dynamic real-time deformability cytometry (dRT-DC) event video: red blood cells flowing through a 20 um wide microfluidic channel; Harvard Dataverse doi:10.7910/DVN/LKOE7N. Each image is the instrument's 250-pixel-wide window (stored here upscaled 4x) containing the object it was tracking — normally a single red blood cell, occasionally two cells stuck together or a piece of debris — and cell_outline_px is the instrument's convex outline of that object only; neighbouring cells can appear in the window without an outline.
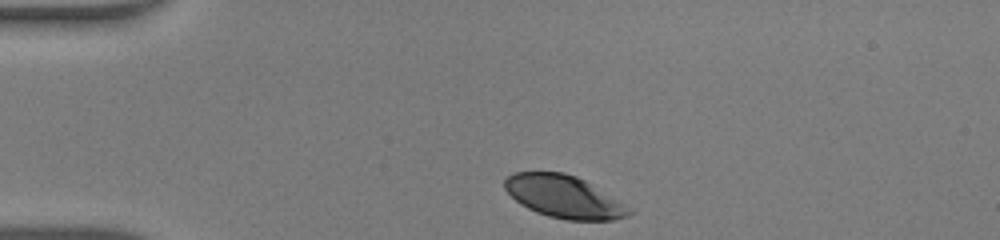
{"species": "human", "species_latin": "Homo sapiens", "temperature_condition": "warm", "stored_images_in_passage": 30, "camera_frame_rate_fps": 3000, "um_per_image_px": 0.085, "donor": {"sex": "male"}, "frame": {"image": 1, "passage_image": 1, "time_ms": 0.0, "image_size_px": [1000, 240], "cell_outline_px": [[636, 208], [628, 216], [612, 220], [568, 220], [548, 216], [536, 212], [520, 204], [504, 188], [504, 180], [512, 172], [564, 172], [576, 176], [584, 180]], "centroid_in_image_um": [48.0, 16.72], "position_along_channel_um": 37.0, "area_um2": 31.1}}
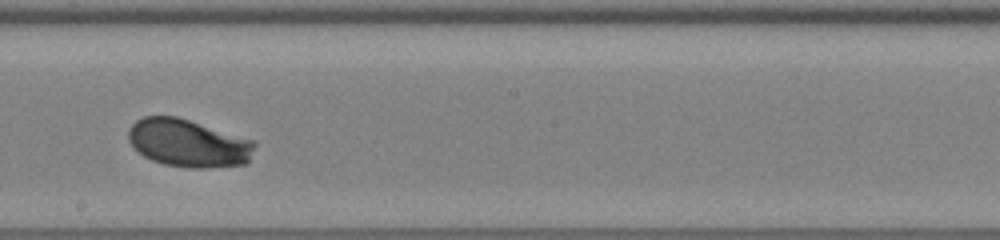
{"frame": {"image": 2, "passage_image": 18, "time_ms": 5.667, "image_size_px": [1000, 240], "cell_outline_px": [[256, 144], [248, 164], [208, 168], [192, 168], [164, 164], [152, 160], [144, 156], [128, 140], [128, 128], [136, 120], [144, 116], [176, 116], [256, 140]], "centroid_in_image_um": [16.04, 12.16], "position_along_channel_um": 232.2, "area_um2": 35.37}}
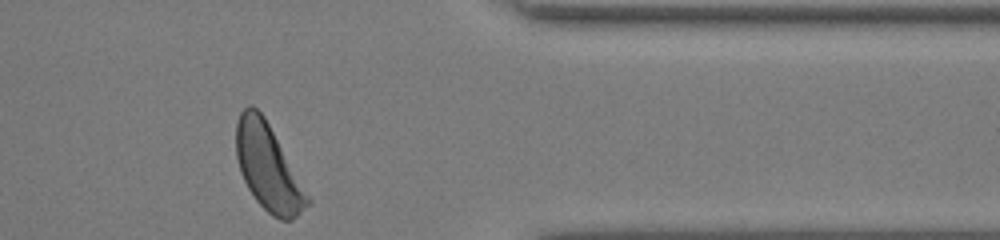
{"frame": {"image": 3, "passage_image": 30, "time_ms": 9.667, "image_size_px": [1000, 240], "cell_outline_px": [[312, 204], [292, 220], [280, 220], [272, 216], [256, 200], [248, 188], [240, 172], [236, 156], [236, 124], [240, 112], [248, 104], [252, 104], [264, 116], [312, 200]], "centroid_in_image_um": [22.8, 14.24], "position_along_channel_um": 388.6, "area_um2": 35.72}, "authors_computed_cell_mechanics": {"area_um2": 34.7089, "velocity_mm_per_s": 4.2906, "shape_relaxation_time_tau1_ms": 2.7138, "shape_relaxation_time_tau2_ms": null, "deformation_change_tau1": 0.1481, "deformation_change_tau2": null}}